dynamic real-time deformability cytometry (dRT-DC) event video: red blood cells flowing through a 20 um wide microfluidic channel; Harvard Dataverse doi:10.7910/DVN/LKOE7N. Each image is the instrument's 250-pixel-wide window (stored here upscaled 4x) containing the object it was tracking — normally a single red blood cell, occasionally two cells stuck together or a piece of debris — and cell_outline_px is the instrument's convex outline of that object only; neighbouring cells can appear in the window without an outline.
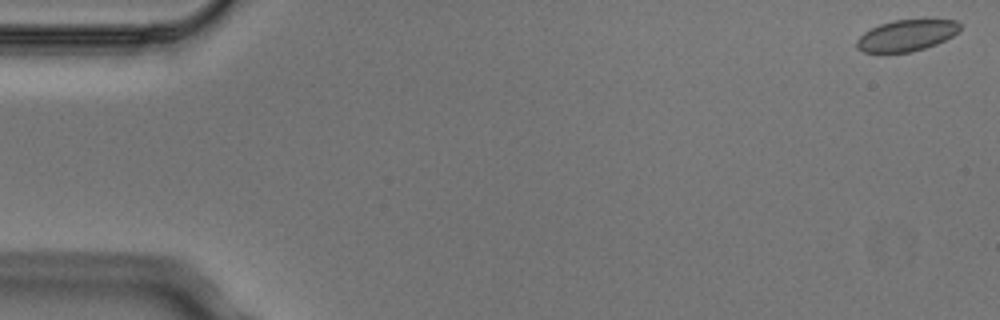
{"species": "Egyptian fruit bat (a non-hibernating species)", "species_latin": "Rousettus aegyptiacus", "temperature_condition": "cold", "stored_images_in_passage": 5, "camera_frame_rate_fps": 3000, "um_per_image_px": 0.085, "animal": {"sex": "male"}, "frame": {"image": 1, "passage_image": 5, "time_ms": 1.333, "image_size_px": [1000, 320], "cell_outline_px": [[960, 32], [936, 44], [912, 52], [864, 52], [856, 48], [856, 40], [864, 32], [880, 24], [892, 20], [956, 20], [960, 24]], "centroid_in_image_um": [77.05, 3.01], "position_along_channel_um": 8.0, "area_um2": 18.73}}